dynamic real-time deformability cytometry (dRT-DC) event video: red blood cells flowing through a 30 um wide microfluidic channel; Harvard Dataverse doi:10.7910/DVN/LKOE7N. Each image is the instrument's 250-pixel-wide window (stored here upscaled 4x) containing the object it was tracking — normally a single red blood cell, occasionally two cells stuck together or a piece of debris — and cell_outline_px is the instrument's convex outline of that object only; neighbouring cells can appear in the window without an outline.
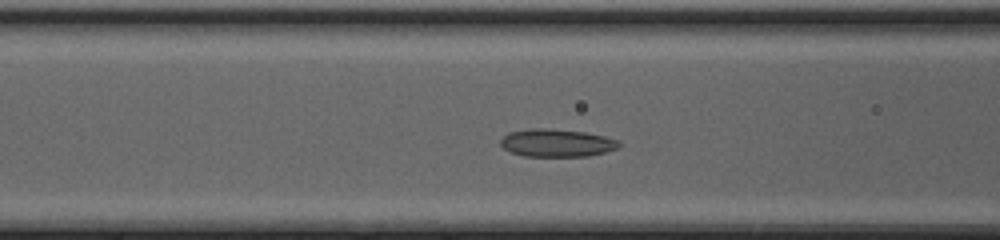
{"species": "common noctule bat (a hibernating species)", "species_latin": "Nyctalus noctula", "temperature_condition": "cold", "stored_images_in_passage": 38, "camera_frame_rate_fps": 3000, "um_per_image_px": 0.085, "animal": {"sex": "female", "body_mass_g": 20.0, "forearm_length_mm": 54.0}, "frame": {"image": 1, "passage_image": 11, "time_ms": 3.333, "image_size_px": [1000, 240], "cell_outline_px": [[624, 144], [616, 148], [604, 152], [588, 156], [524, 156], [512, 152], [504, 148], [500, 144], [500, 140], [508, 132], [532, 128], [548, 128], [584, 132], [604, 136], [620, 140]], "centroid_in_image_um": [47.34, 12.14], "position_along_channel_um": 119.3, "area_um2": 19.19}}
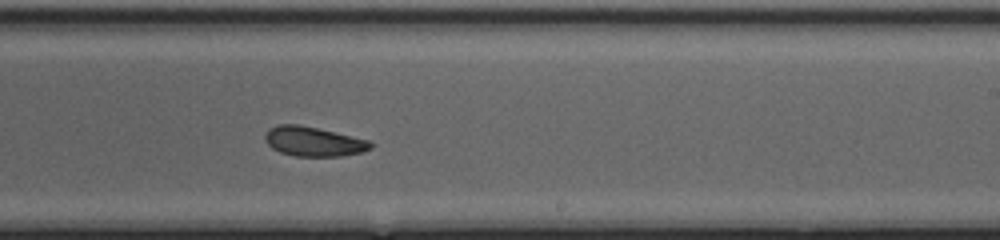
{"frame": {"image": 2, "passage_image": 21, "time_ms": 6.667, "image_size_px": [1000, 240], "cell_outline_px": [[372, 148], [360, 152], [344, 156], [296, 156], [280, 152], [272, 148], [264, 140], [264, 136], [268, 128], [276, 124], [296, 124], [316, 128], [372, 140]], "centroid_in_image_um": [26.64, 12.02], "position_along_channel_um": 262.4, "area_um2": 18.26}}
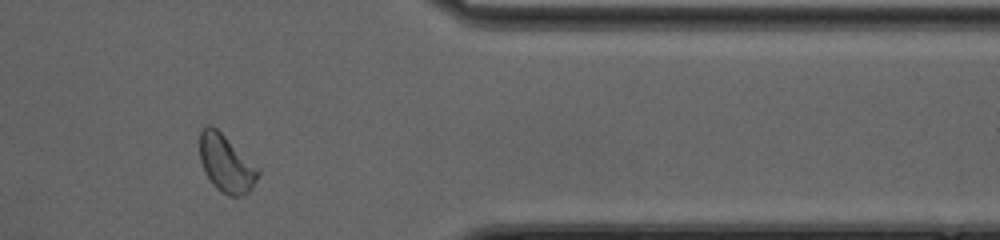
{"frame": {"image": 3, "passage_image": 31, "time_ms": 10.0, "image_size_px": [1000, 240], "cell_outline_px": [[260, 172], [252, 188], [248, 192], [240, 196], [228, 196], [220, 192], [212, 184], [204, 172], [200, 160], [200, 132], [208, 124], [212, 124], [260, 168]], "centroid_in_image_um": [19.23, 13.91], "position_along_channel_um": 392.2, "area_um2": 19.65}, "authors_computed_cell_mechanics": {"area_um2": 18.7272, "velocity_mm_per_s": 4.2988, "shape_relaxation_time_tau1_ms": 1.868, "shape_relaxation_time_tau2_ms": 4.4491, "deformation_change_tau1": 0.0834, "deformation_change_tau2": 0.0965}}